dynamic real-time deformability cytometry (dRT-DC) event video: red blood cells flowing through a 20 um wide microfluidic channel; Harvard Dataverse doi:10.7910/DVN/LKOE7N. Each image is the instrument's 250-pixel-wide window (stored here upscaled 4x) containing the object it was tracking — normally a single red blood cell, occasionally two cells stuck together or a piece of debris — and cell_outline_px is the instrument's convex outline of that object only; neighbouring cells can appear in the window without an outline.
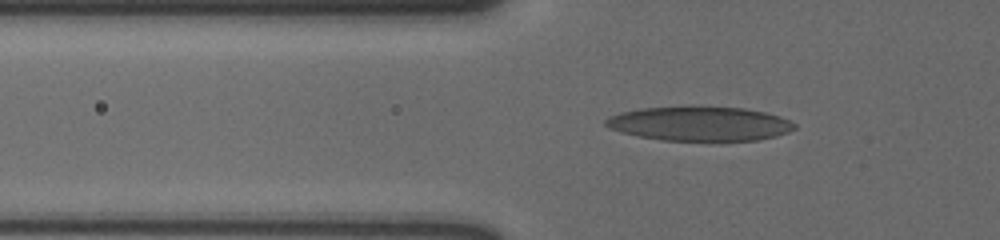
{"species": "human", "species_latin": "Homo sapiens", "temperature_condition": "cold", "stored_images_in_passage": 47, "camera_frame_rate_fps": 3000, "um_per_image_px": 0.085, "donor": {"sex": "male"}, "frame": {"image": 1, "passage_image": 12, "time_ms": 3.667, "image_size_px": [1000, 240], "cell_outline_px": [[796, 128], [788, 132], [776, 136], [756, 140], [660, 140], [620, 132], [608, 128], [604, 124], [604, 120], [620, 112], [640, 108], [744, 108], [764, 112], [780, 116], [796, 124]], "centroid_in_image_um": [59.47, 10.53], "position_along_channel_um": 66.3, "area_um2": 36.99}}
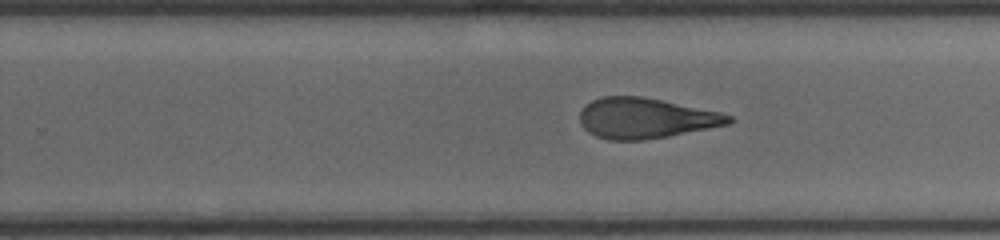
{"frame": {"image": 2, "passage_image": 30, "time_ms": 9.667, "image_size_px": [1000, 240], "cell_outline_px": [[732, 120], [728, 124], [668, 136], [644, 140], [608, 140], [596, 136], [588, 132], [584, 128], [580, 120], [580, 112], [592, 100], [604, 96], [640, 96], [720, 112], [732, 116]], "centroid_in_image_um": [54.85, 10.05], "position_along_channel_um": 275.0, "area_um2": 34.62}}
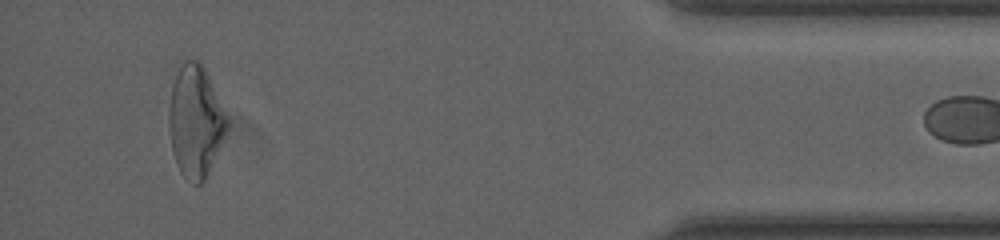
{"frame": {"image": 3, "passage_image": 46, "time_ms": 15.0, "image_size_px": [1000, 240], "cell_outline_px": [[228, 128], [208, 172], [204, 180], [200, 184], [196, 184], [184, 176], [180, 172], [176, 164], [172, 152], [168, 128], [168, 108], [172, 84], [180, 64], [184, 56], [200, 60], [228, 116]], "centroid_in_image_um": [16.58, 10.25], "position_along_channel_um": 418.6, "area_um2": 38.15}}